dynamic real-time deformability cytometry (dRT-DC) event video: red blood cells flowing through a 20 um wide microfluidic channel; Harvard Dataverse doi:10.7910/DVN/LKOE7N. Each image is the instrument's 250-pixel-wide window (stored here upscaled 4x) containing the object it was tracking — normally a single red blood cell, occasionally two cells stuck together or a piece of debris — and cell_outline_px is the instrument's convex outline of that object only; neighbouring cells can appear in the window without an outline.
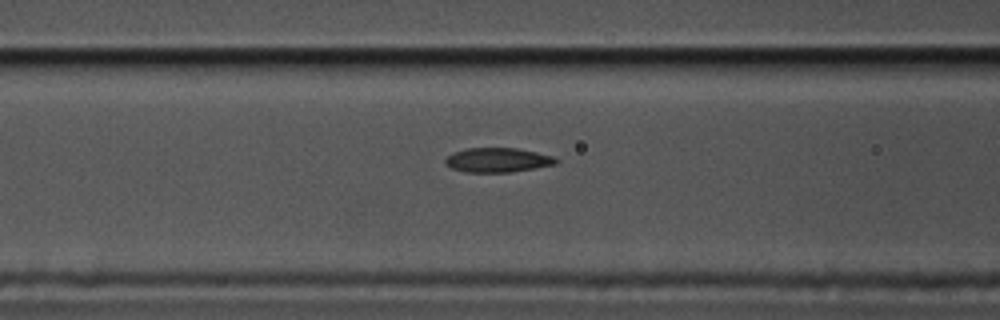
{"species": "common noctule bat (a hibernating species)", "species_latin": "Nyctalus noctula", "temperature_condition": "cold", "stored_images_in_passage": 39, "camera_frame_rate_fps": 3000, "um_per_image_px": 0.085, "animal": {"sex": "male", "body_mass_g": 17.5, "forearm_length_mm": 52.3}, "frame": {"image": 1, "passage_image": 15, "time_ms": 4.667, "image_size_px": [1000, 320], "cell_outline_px": [[560, 160], [556, 164], [508, 172], [464, 172], [452, 168], [444, 164], [444, 160], [452, 152], [468, 148], [516, 148], [536, 152], [552, 156]], "centroid_in_image_um": [42.26, 13.6], "position_along_channel_um": 124.3, "area_um2": 15.66}}
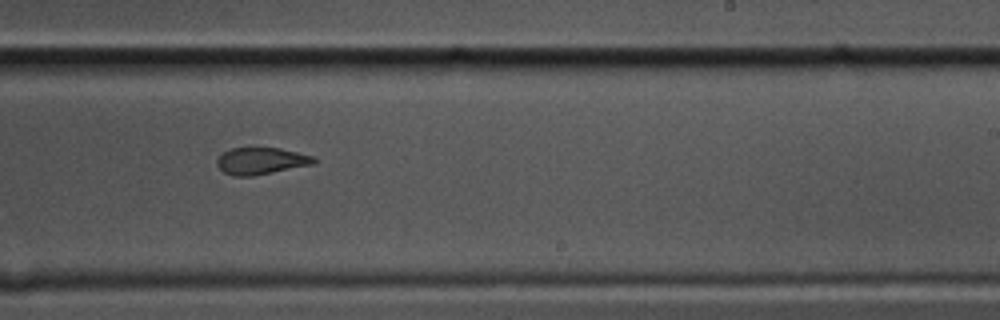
{"frame": {"image": 2, "passage_image": 27, "time_ms": 8.667, "image_size_px": [1000, 320], "cell_outline_px": [[316, 164], [252, 176], [232, 176], [224, 172], [216, 164], [216, 160], [224, 152], [232, 148], [280, 148], [312, 156], [316, 160]], "centroid_in_image_um": [22.19, 13.69], "position_along_channel_um": 266.8, "area_um2": 15.09}}
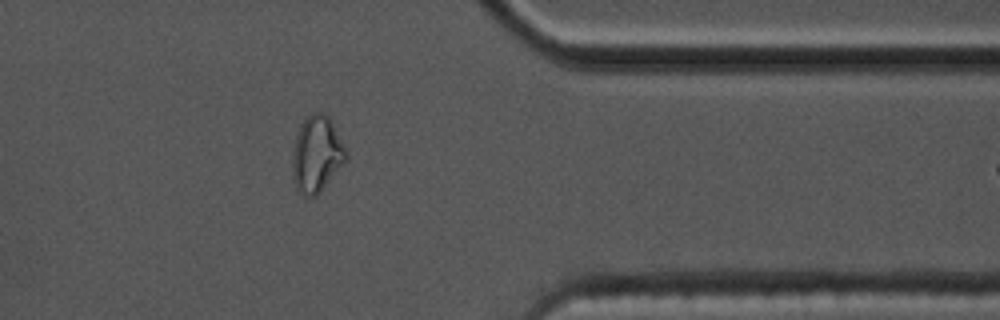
{"frame": {"image": 3, "passage_image": 38, "time_ms": 12.333, "image_size_px": [1000, 320], "cell_outline_px": [[348, 156], [344, 164], [320, 192], [316, 196], [304, 200], [296, 188], [292, 180], [292, 152], [296, 136], [300, 124], [312, 112], [324, 112], [328, 116], [348, 152]], "centroid_in_image_um": [26.9, 13.16], "position_along_channel_um": 384.5, "area_um2": 24.28}}